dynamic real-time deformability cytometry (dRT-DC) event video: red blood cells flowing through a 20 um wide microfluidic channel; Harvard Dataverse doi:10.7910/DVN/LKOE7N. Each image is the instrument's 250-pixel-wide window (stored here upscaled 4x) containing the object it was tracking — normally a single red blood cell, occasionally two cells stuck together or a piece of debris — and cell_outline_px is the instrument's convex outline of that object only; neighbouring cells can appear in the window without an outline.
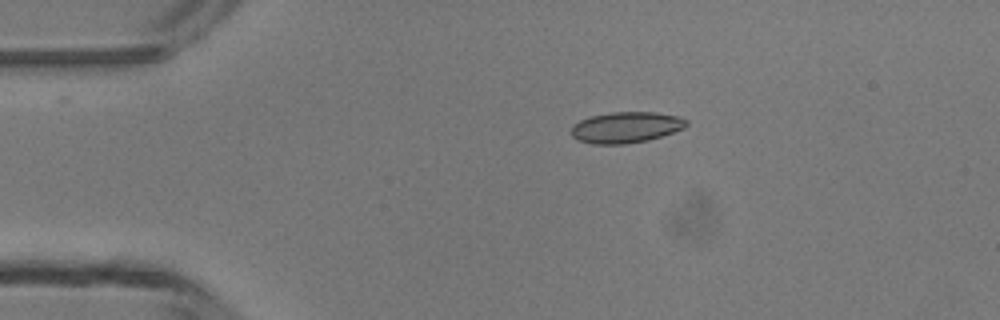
{"species": "common noctule bat (a hibernating species)", "species_latin": "Nyctalus noctula", "temperature_condition": "room temperature", "stored_images_in_passage": 5, "camera_frame_rate_fps": 3000, "um_per_image_px": 0.085, "animal": {"sex": "male", "body_mass_g": 13.3}, "frame": {"image": 1, "passage_image": 3, "time_ms": 2.333, "image_size_px": [1000, 320], "cell_outline_px": [[688, 124], [684, 128], [648, 140], [628, 144], [592, 144], [576, 140], [572, 136], [572, 124], [580, 120], [592, 116], [612, 112], [656, 112], [680, 116], [688, 120]], "centroid_in_image_um": [53.21, 10.82], "position_along_channel_um": 31.8, "area_um2": 20.92}}